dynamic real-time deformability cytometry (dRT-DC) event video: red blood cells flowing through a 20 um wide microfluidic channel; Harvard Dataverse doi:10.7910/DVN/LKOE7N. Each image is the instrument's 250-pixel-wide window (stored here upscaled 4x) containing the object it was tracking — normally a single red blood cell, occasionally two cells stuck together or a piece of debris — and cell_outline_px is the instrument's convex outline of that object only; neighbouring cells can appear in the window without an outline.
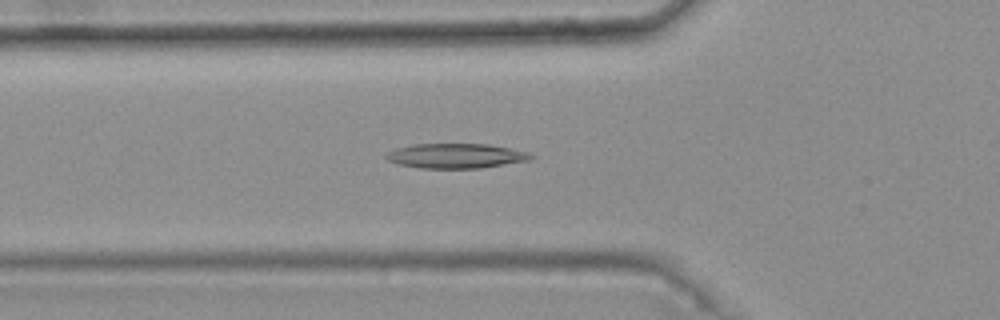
{"species": "common noctule bat (a hibernating species)", "species_latin": "Nyctalus noctula", "temperature_condition": "warm", "stored_images_in_passage": 47, "camera_frame_rate_fps": 3000, "um_per_image_px": 0.085, "animal": {"sex": "female", "body_mass_g": 25.1}, "frame": {"image": 1, "passage_image": 18, "time_ms": 5.667, "image_size_px": [1000, 320], "cell_outline_px": [[536, 156], [532, 160], [480, 168], [420, 168], [396, 164], [388, 160], [384, 156], [388, 152], [396, 148], [412, 144], [488, 144], [528, 152]], "centroid_in_image_um": [38.75, 13.25], "position_along_channel_um": 87.0, "area_um2": 20.98}}
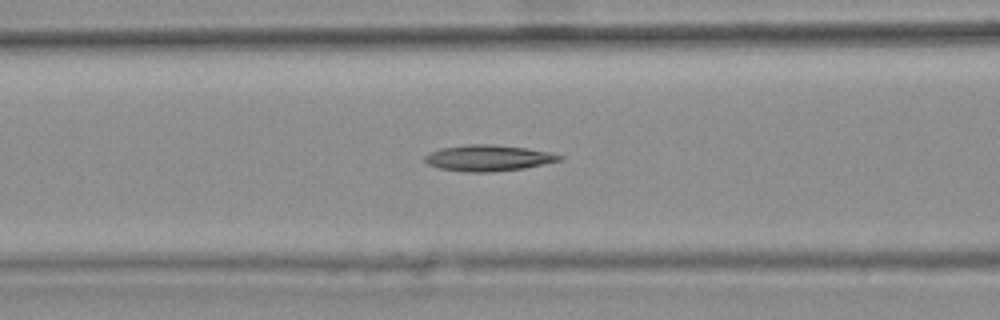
{"frame": {"image": 2, "passage_image": 21, "time_ms": 6.667, "image_size_px": [1000, 320], "cell_outline_px": [[564, 160], [524, 168], [492, 172], [468, 172], [440, 168], [428, 164], [424, 160], [424, 156], [440, 148], [468, 144], [492, 144], [524, 148], [548, 152], [564, 156]], "centroid_in_image_um": [41.52, 13.43], "position_along_channel_um": 125.1, "area_um2": 20.35}}
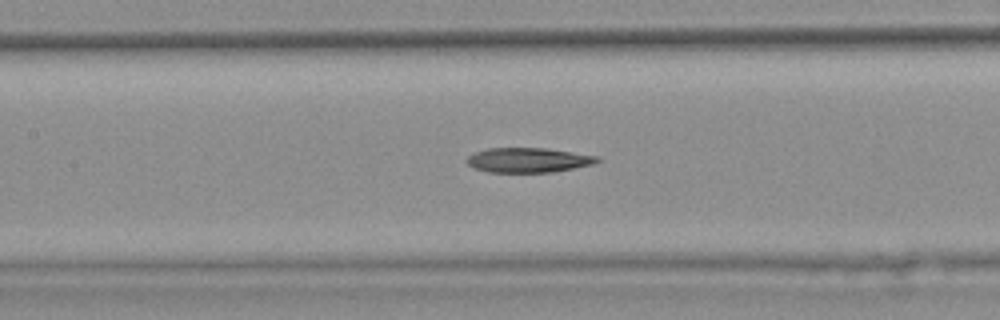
{"frame": {"image": 3, "passage_image": 24, "time_ms": 7.667, "image_size_px": [1000, 320], "cell_outline_px": [[600, 160], [596, 164], [556, 172], [488, 172], [476, 168], [468, 164], [464, 160], [468, 156], [476, 152], [488, 148], [544, 148], [600, 156]], "centroid_in_image_um": [44.95, 13.61], "position_along_channel_um": 162.4, "area_um2": 18.9}}